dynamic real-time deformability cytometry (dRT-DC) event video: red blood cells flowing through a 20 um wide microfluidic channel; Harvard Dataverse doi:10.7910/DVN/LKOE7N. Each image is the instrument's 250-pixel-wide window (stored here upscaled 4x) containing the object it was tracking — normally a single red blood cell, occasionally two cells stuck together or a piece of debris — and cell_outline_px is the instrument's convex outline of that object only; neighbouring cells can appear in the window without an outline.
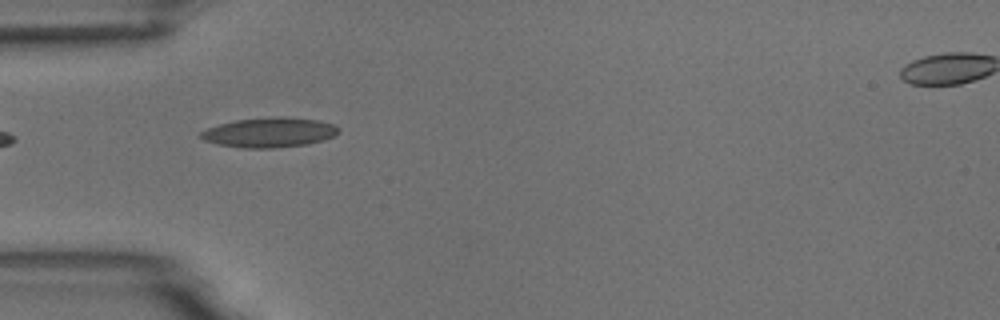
{"species": "common noctule bat (a hibernating species)", "species_latin": "Nyctalus noctula", "temperature_condition": "room temperature", "stored_images_in_passage": 4, "camera_frame_rate_fps": 3000, "um_per_image_px": 0.085, "animal": {"sex": "male", "body_mass_g": 18.8}, "frame": {"image": 1, "passage_image": 3, "time_ms": 2.333, "image_size_px": [1000, 320], "cell_outline_px": [[340, 132], [324, 140], [308, 144], [272, 148], [240, 148], [216, 144], [204, 140], [200, 136], [200, 132], [208, 128], [220, 124], [236, 120], [276, 116], [288, 116], [316, 120], [336, 124], [340, 128]], "centroid_in_image_um": [22.93, 11.25], "position_along_channel_um": 62.1, "area_um2": 24.1}}